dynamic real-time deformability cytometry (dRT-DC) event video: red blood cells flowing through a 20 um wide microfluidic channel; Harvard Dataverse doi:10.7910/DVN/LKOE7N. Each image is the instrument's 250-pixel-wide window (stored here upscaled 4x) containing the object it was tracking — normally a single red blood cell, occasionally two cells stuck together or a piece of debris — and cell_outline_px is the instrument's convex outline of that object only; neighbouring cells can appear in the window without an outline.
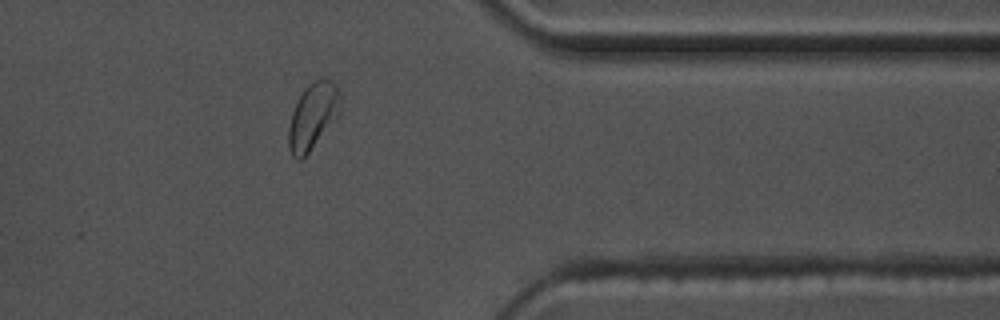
{"species": "common noctule bat (a hibernating species)", "species_latin": "Nyctalus noctula", "temperature_condition": "warm", "stored_images_in_passage": 37, "camera_frame_rate_fps": 3000, "um_per_image_px": 0.085, "animal": {"sex": "male", "body_mass_g": 17.5, "forearm_length_mm": 52.3}, "frame": {"image": 1, "passage_image": 32, "time_ms": 10.333, "image_size_px": [1000, 320], "cell_outline_px": [[340, 116], [308, 152], [300, 160], [296, 160], [292, 156], [288, 148], [288, 128], [292, 112], [304, 88], [312, 80], [324, 76], [332, 80], [336, 84], [340, 92]], "centroid_in_image_um": [26.61, 9.83], "position_along_channel_um": 384.8, "area_um2": 20.4}, "authors_computed_cell_mechanics": {"area_um2": 18.0914, "velocity_mm_per_s": 3.6245, "shape_relaxation_time_tau1_ms": 5.0253, "shape_relaxation_time_tau2_ms": null, "deformation_change_tau1": 0.1053, "deformation_change_tau2": null}}